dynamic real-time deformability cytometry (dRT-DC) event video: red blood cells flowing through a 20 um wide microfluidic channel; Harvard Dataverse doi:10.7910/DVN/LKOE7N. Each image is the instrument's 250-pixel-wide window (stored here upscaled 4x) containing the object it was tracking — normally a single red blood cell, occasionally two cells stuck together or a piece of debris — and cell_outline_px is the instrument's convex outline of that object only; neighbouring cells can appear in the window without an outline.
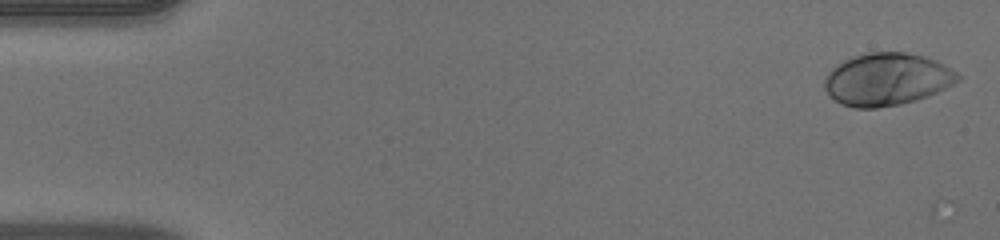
{"species": "human", "species_latin": "Homo sapiens", "temperature_condition": "warm", "stored_images_in_passage": 51, "camera_frame_rate_fps": 3000, "um_per_image_px": 0.085, "donor": {"sex": "male"}, "frame": {"image": 1, "passage_image": 2, "time_ms": 0.333, "image_size_px": [1000, 240], "cell_outline_px": [[960, 80], [928, 96], [916, 100], [900, 104], [876, 108], [856, 108], [840, 104], [824, 88], [824, 80], [828, 72], [836, 64], [844, 60], [868, 52], [904, 52], [924, 56], [944, 64], [956, 72], [960, 76]], "centroid_in_image_um": [75.37, 6.74], "position_along_channel_um": 9.6, "area_um2": 40.52}}
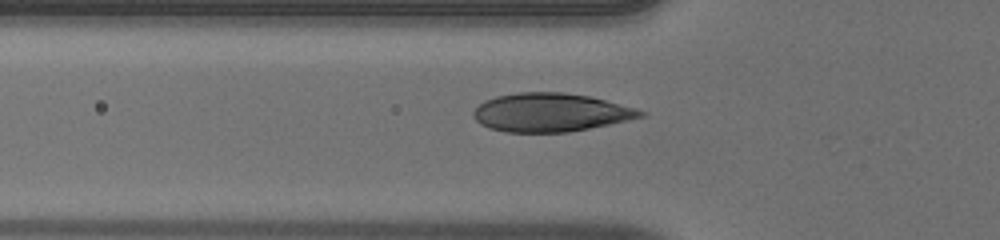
{"frame": {"image": 2, "passage_image": 18, "time_ms": 5.667, "image_size_px": [1000, 240], "cell_outline_px": [[648, 112], [644, 116], [628, 120], [568, 132], [508, 132], [488, 128], [480, 124], [472, 116], [472, 112], [484, 100], [496, 96], [516, 92], [564, 92], [588, 96], [636, 108]], "centroid_in_image_um": [46.76, 9.55], "position_along_channel_um": 79.0, "area_um2": 37.4}}
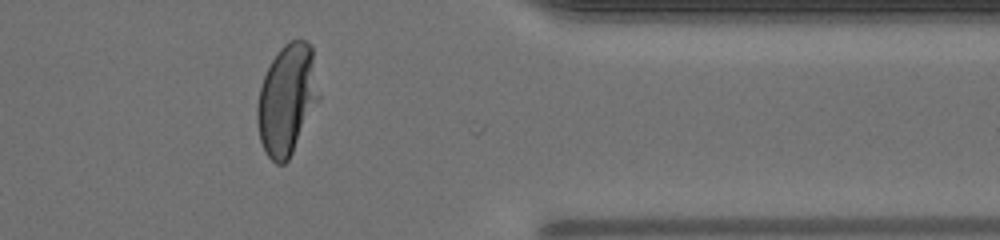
{"frame": {"image": 3, "passage_image": 42, "time_ms": 13.667, "image_size_px": [1000, 240], "cell_outline_px": [[320, 100], [288, 160], [284, 164], [276, 164], [264, 152], [260, 140], [256, 120], [256, 104], [260, 88], [264, 76], [272, 60], [280, 48], [284, 44], [292, 40], [304, 40], [312, 44], [320, 96]], "centroid_in_image_um": [24.4, 8.46], "position_along_channel_um": 387.0, "area_um2": 40.0}, "authors_computed_cell_mechanics": {"area_um2": 38.6682, "velocity_mm_per_s": 4.0347, "shape_relaxation_time_tau1_ms": 3.0814, "shape_relaxation_time_tau2_ms": null, "deformation_change_tau1": 0.2023, "deformation_change_tau2": null}}